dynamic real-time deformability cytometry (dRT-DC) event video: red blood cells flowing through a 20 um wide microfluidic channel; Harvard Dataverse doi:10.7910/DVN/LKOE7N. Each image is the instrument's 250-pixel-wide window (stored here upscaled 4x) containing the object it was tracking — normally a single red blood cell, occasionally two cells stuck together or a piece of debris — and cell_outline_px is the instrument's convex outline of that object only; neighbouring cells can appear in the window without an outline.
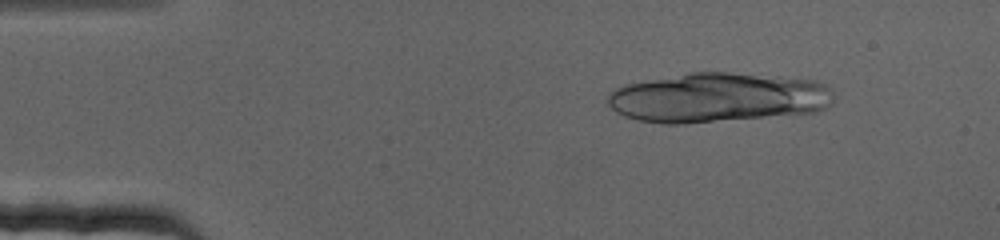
{"species": "human", "species_latin": "Homo sapiens", "temperature_condition": "cold", "stored_images_in_passage": 24, "camera_frame_rate_fps": 3000, "um_per_image_px": 0.085, "donor": {"sex": "female"}, "frame": {"image": 1, "passage_image": 8, "time_ms": 2.333, "image_size_px": [1000, 240], "cell_outline_px": [[832, 104], [828, 108], [816, 112], [684, 124], [660, 124], [640, 120], [624, 116], [616, 112], [608, 104], [608, 96], [616, 88], [624, 84], [688, 72], [728, 72], [776, 76], [816, 80], [828, 84], [832, 88]], "centroid_in_image_um": [61.04, 8.29], "position_along_channel_um": 24.0, "area_um2": 65.78}}